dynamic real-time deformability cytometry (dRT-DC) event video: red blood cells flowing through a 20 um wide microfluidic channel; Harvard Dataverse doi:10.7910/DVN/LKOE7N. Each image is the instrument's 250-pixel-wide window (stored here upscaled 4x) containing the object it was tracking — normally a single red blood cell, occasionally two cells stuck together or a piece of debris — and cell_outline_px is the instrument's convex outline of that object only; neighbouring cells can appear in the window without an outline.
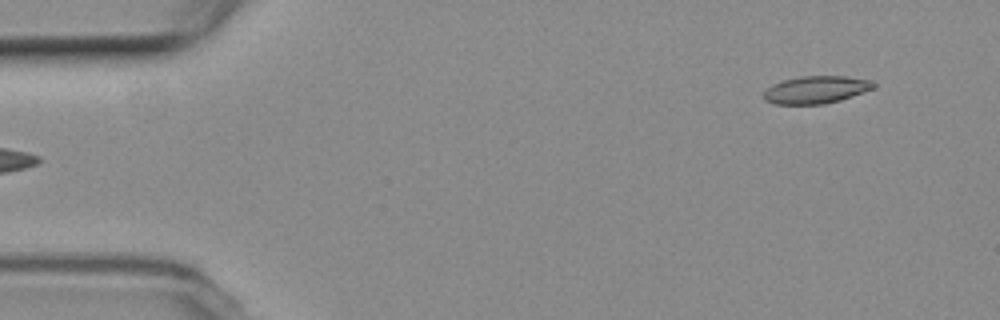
{"species": "common noctule bat (a hibernating species)", "species_latin": "Nyctalus noctula", "temperature_condition": "room temperature", "stored_images_in_passage": 4, "camera_frame_rate_fps": 3000, "um_per_image_px": 0.085, "animal": {"sex": "female", "body_mass_g": 19.3, "forearm_length_mm": 54.1}, "frame": {"image": 1, "passage_image": 4, "time_ms": 5.0, "image_size_px": [1000, 320], "cell_outline_px": [[876, 88], [840, 100], [824, 104], [772, 104], [764, 100], [764, 92], [772, 84], [784, 80], [800, 76], [844, 76], [876, 80]], "centroid_in_image_um": [69.41, 7.62], "position_along_channel_um": 15.6, "area_um2": 17.8}}